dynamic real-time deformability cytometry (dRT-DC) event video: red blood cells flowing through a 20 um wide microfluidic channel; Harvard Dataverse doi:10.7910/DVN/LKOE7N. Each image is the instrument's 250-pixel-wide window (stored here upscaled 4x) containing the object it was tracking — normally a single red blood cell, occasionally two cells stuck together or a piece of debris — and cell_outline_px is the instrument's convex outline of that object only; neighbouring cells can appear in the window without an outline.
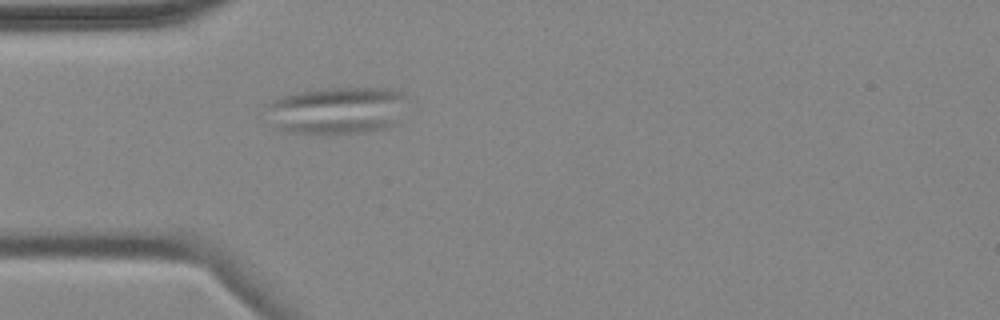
{"species": "common noctule bat (a hibernating species)", "species_latin": "Nyctalus noctula", "temperature_condition": "cold", "stored_images_in_passage": 5, "camera_frame_rate_fps": 3000, "um_per_image_px": 0.085, "animal": {"sex": "female", "body_mass_g": 18.4}, "frame": {"image": 1, "passage_image": 5, "time_ms": 4.667, "image_size_px": [1000, 320], "cell_outline_px": [[408, 96], [392, 124], [384, 128], [364, 132], [288, 132], [276, 128], [272, 104], [272, 100], [280, 96], [296, 92], [320, 88], [384, 88], [400, 92]], "centroid_in_image_um": [28.69, 9.34], "position_along_channel_um": 56.3, "area_um2": 37.22}}